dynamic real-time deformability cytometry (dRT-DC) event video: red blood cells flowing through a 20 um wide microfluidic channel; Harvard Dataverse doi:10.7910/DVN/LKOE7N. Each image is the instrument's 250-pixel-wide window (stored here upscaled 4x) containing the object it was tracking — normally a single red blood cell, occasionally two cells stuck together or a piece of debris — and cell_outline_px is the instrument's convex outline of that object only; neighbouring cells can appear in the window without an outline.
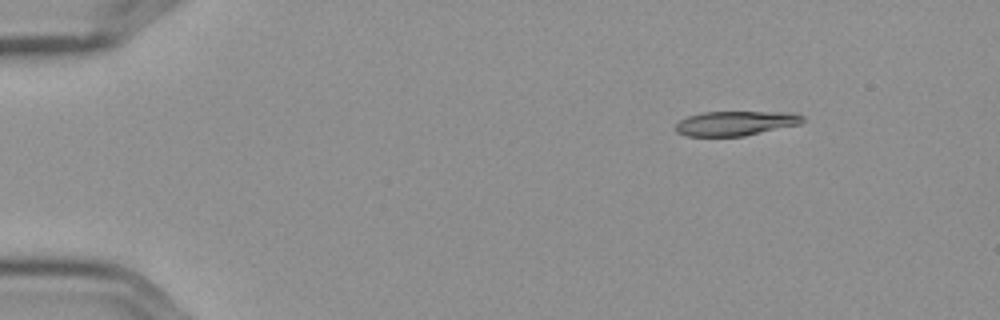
{"species": "Egyptian fruit bat (a non-hibernating species)", "species_latin": "Rousettus aegyptiacus", "temperature_condition": "cold", "stored_images_in_passage": 3, "camera_frame_rate_fps": 3000, "um_per_image_px": 0.085, "frame": {"image": 1, "passage_image": 1, "time_ms": 0.0, "image_size_px": [1000, 320], "cell_outline_px": [[804, 120], [800, 124], [744, 136], [688, 136], [676, 132], [676, 124], [680, 120], [688, 116], [704, 112], [796, 112], [804, 116]], "centroid_in_image_um": [62.56, 10.47], "position_along_channel_um": 22.4, "area_um2": 18.21}}
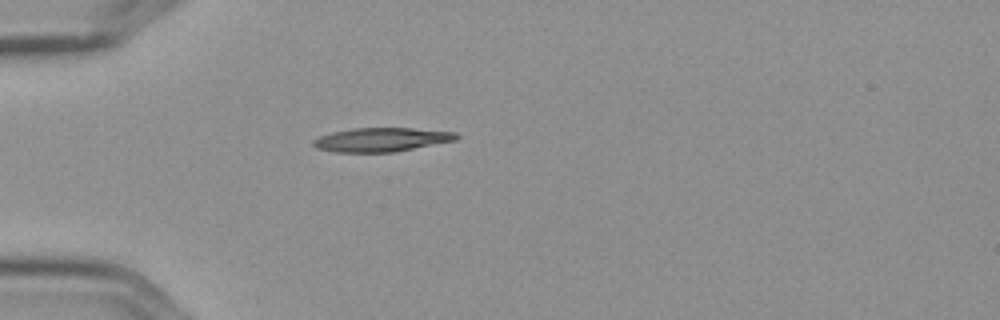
{"frame": {"image": 2, "passage_image": 3, "time_ms": 0.667, "image_size_px": [1000, 320], "cell_outline_px": [[460, 136], [456, 140], [396, 152], [336, 152], [316, 148], [312, 144], [312, 140], [320, 136], [332, 132], [352, 128], [412, 128], [456, 132]], "centroid_in_image_um": [32.43, 11.87], "position_along_channel_um": 52.6, "area_um2": 20.0}}